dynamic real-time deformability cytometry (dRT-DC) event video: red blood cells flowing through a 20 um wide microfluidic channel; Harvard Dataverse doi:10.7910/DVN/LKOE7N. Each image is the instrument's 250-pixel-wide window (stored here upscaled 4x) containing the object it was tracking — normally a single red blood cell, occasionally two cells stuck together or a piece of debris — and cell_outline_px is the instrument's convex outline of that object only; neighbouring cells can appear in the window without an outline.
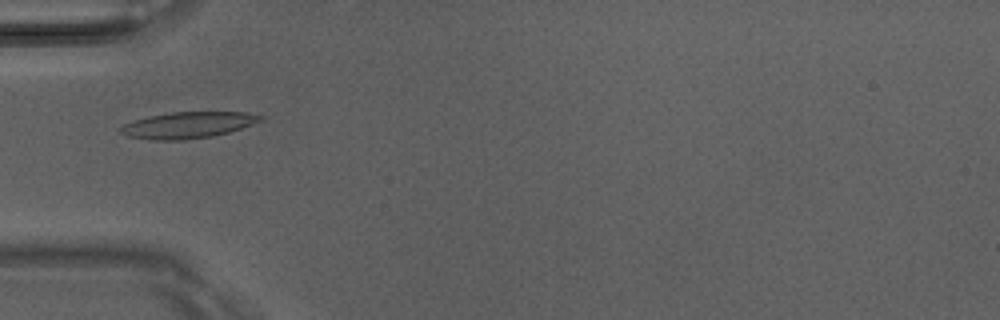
{"species": "Egyptian fruit bat (a non-hibernating species)", "species_latin": "Rousettus aegyptiacus", "temperature_condition": "room temperature", "stored_images_in_passage": 5, "camera_frame_rate_fps": 3000, "um_per_image_px": 0.085, "animal": {"sex": "male"}, "frame": {"image": 1, "passage_image": 3, "time_ms": 0.667, "image_size_px": [1000, 320], "cell_outline_px": [[264, 120], [228, 132], [212, 136], [184, 140], [152, 140], [128, 136], [120, 132], [116, 128], [124, 124], [148, 116], [172, 112], [248, 112], [264, 116]], "centroid_in_image_um": [15.96, 10.63], "position_along_channel_um": 69.0, "area_um2": 21.44}}
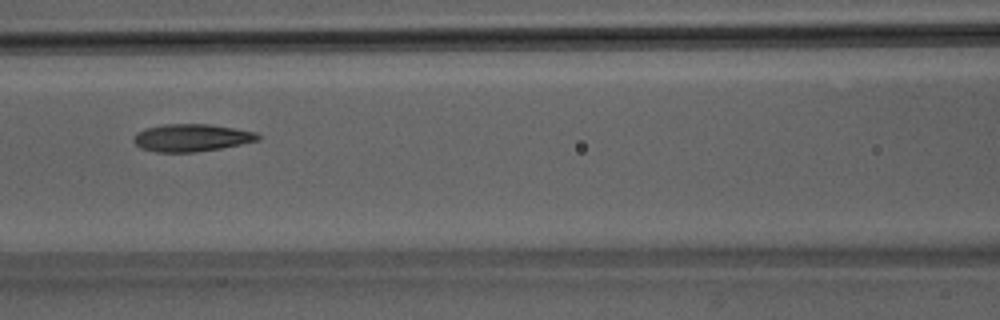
{"frame": {"image": 2, "passage_image": 5, "time_ms": 1.333, "image_size_px": [1000, 320], "cell_outline_px": [[260, 140], [220, 148], [196, 152], [156, 152], [140, 148], [132, 140], [132, 136], [136, 132], [144, 128], [164, 124], [208, 124], [256, 132], [260, 136]], "centroid_in_image_um": [16.22, 11.71], "position_along_channel_um": 150.4, "area_um2": 19.94}}